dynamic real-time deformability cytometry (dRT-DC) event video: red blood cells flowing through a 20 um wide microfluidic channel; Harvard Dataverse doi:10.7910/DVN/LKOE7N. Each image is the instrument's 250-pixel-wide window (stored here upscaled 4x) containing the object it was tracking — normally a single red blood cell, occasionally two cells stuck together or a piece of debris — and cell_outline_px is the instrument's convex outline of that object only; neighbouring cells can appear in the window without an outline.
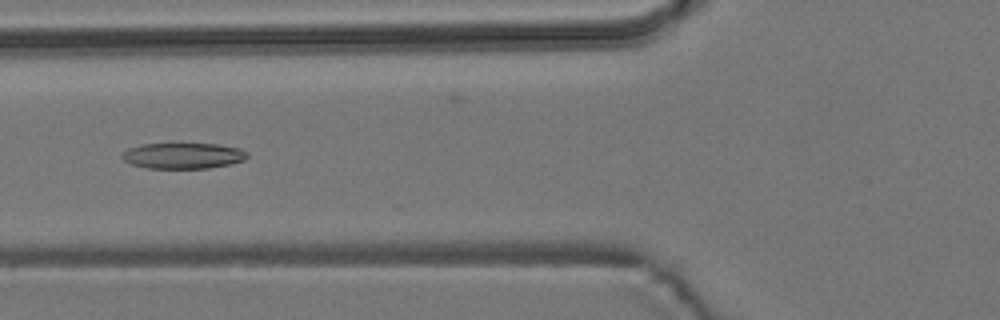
{"species": "common noctule bat (a hibernating species)", "species_latin": "Nyctalus noctula", "temperature_condition": "room temperature", "stored_images_in_passage": 8, "camera_frame_rate_fps": 3000, "um_per_image_px": 0.085, "animal": {"sex": "male", "body_mass_g": 19.2, "forearm_length_mm": 51.8}, "frame": {"image": 1, "passage_image": 4, "time_ms": 3.667, "image_size_px": [1000, 320], "cell_outline_px": [[248, 156], [244, 160], [228, 164], [208, 168], [148, 168], [132, 164], [124, 160], [120, 156], [128, 148], [140, 144], [220, 144], [240, 148], [248, 152]], "centroid_in_image_um": [15.57, 13.23], "position_along_channel_um": 110.2, "area_um2": 18.79}}
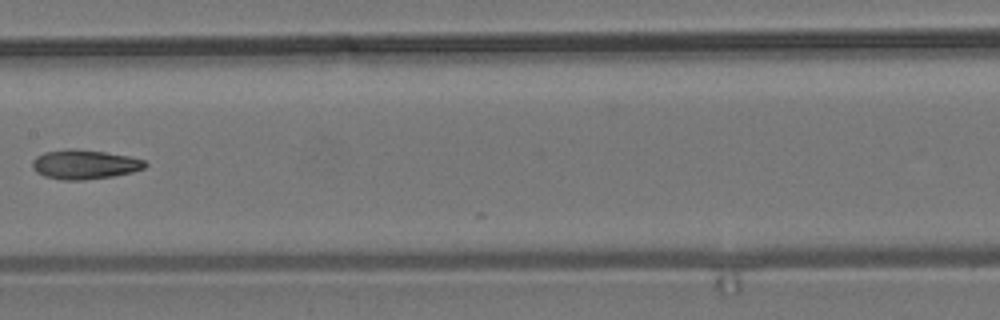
{"frame": {"image": 2, "passage_image": 6, "time_ms": 6.0, "image_size_px": [1000, 320], "cell_outline_px": [[148, 164], [144, 168], [132, 172], [112, 176], [84, 180], [64, 180], [44, 176], [36, 172], [32, 168], [32, 160], [36, 156], [44, 152], [68, 148], [76, 148], [104, 152], [128, 156], [144, 160]], "centroid_in_image_um": [7.15, 13.97], "position_along_channel_um": 200.2, "area_um2": 19.36}}
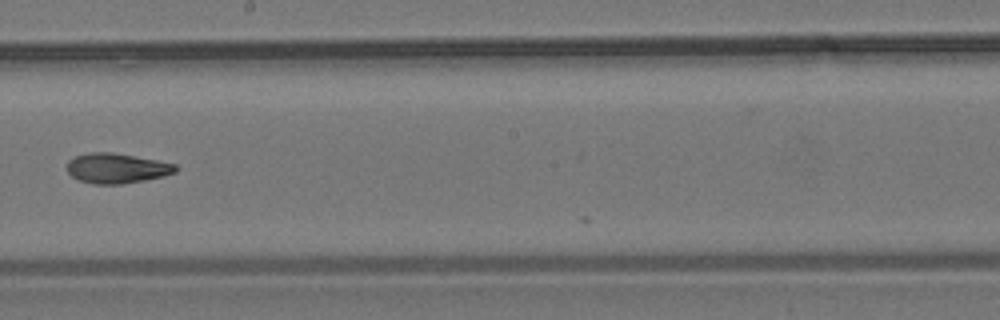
{"frame": {"image": 3, "passage_image": 7, "time_ms": 7.0, "image_size_px": [1000, 320], "cell_outline_px": [[176, 172], [164, 176], [144, 180], [120, 184], [92, 184], [80, 180], [72, 176], [68, 172], [68, 160], [76, 156], [88, 152], [112, 152], [156, 160], [176, 164]], "centroid_in_image_um": [9.91, 14.3], "position_along_channel_um": 238.3, "area_um2": 18.84}}